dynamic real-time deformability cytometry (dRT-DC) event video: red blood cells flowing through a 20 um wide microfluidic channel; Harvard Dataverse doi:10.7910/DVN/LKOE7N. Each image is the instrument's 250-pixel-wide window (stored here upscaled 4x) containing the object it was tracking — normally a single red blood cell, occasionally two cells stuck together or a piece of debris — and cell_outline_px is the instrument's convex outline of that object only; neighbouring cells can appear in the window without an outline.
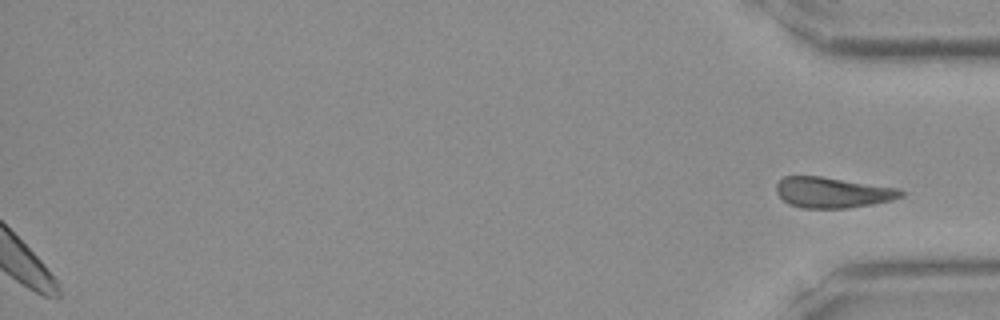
{"species": "Egyptian fruit bat (a non-hibernating species)", "species_latin": "Rousettus aegyptiacus", "temperature_condition": "room temperature", "stored_images_in_passage": 40, "segment_of_instrument_passage": [2, 2], "camera_frame_rate_fps": 3000, "um_per_image_px": 0.085, "frame": {"image": 1, "passage_image": 40, "time_ms": 13.0, "image_size_px": [1000, 320], "cell_outline_px": [[904, 196], [892, 200], [872, 204], [848, 208], [800, 208], [788, 204], [776, 192], [776, 184], [784, 176], [820, 176], [900, 188], [904, 192]], "centroid_in_image_um": [70.78, 16.36], "position_along_channel_um": 364.4, "area_um2": 22.37}}